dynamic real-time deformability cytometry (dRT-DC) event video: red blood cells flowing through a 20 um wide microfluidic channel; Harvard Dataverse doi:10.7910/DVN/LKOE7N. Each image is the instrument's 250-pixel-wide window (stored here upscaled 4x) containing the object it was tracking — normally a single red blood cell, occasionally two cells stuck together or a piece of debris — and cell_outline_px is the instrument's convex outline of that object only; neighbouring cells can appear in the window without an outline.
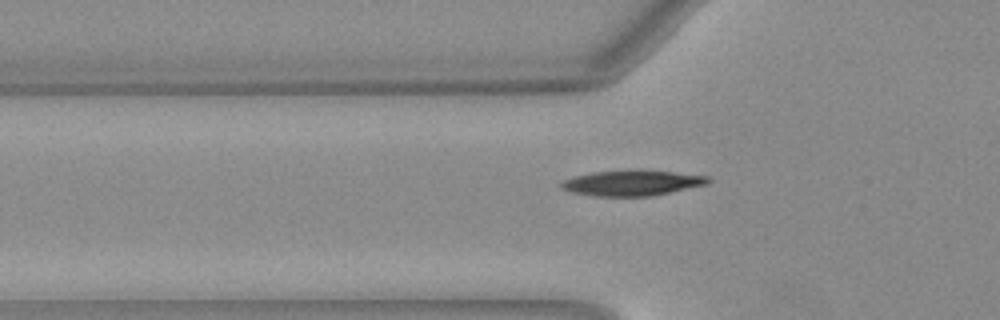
{"species": "Egyptian fruit bat (a non-hibernating species)", "species_latin": "Rousettus aegyptiacus", "temperature_condition": "warm", "stored_images_in_passage": 34, "camera_frame_rate_fps": 3000, "um_per_image_px": 0.085, "animal": {"sex": "female"}, "frame": {"image": 1, "passage_image": 3, "time_ms": 0.667, "image_size_px": [1000, 320], "cell_outline_px": [[712, 180], [708, 184], [652, 196], [596, 196], [572, 192], [560, 188], [560, 180], [572, 176], [592, 172], [636, 168], [676, 172], [708, 176]], "centroid_in_image_um": [53.71, 15.52], "position_along_channel_um": 72.1, "area_um2": 22.43}}
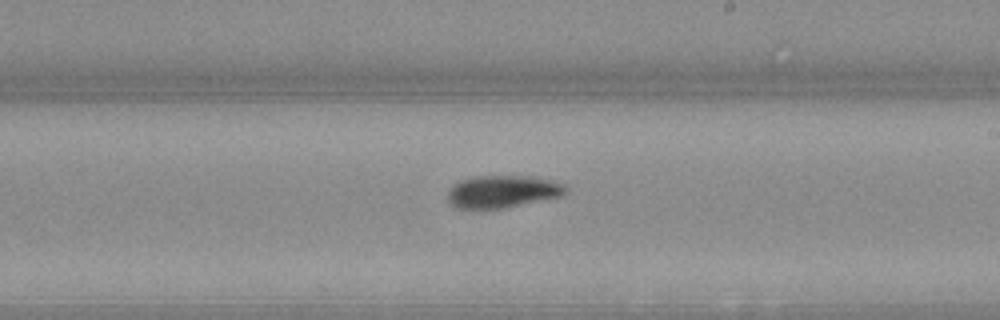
{"frame": {"image": 2, "passage_image": 16, "time_ms": 5.0, "image_size_px": [1000, 320], "cell_outline_px": [[568, 192], [560, 196], [504, 208], [456, 208], [448, 200], [448, 192], [460, 180], [476, 176], [536, 176], [556, 180], [564, 184], [568, 188]], "centroid_in_image_um": [42.79, 16.26], "position_along_channel_um": 246.2, "area_um2": 22.25}}
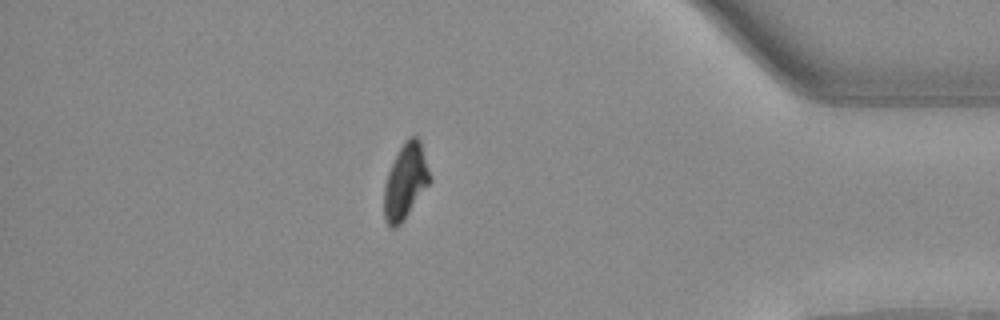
{"frame": {"image": 3, "passage_image": 30, "time_ms": 9.667, "image_size_px": [1000, 320], "cell_outline_px": [[432, 180], [404, 220], [396, 228], [388, 228], [384, 220], [384, 188], [388, 172], [404, 140], [408, 136], [416, 136], [420, 140], [432, 176]], "centroid_in_image_um": [34.48, 15.44], "position_along_channel_um": 400.7, "area_um2": 20.29}, "authors_computed_cell_mechanics": {"area_um2": 21.6461, "velocity_mm_per_s": 4.0328, "shape_relaxation_time_tau1_ms": 3.1446, "shape_relaxation_time_tau2_ms": 6.7457, "deformation_change_tau1": 0.1665, "deformation_change_tau2": 0.0972}}